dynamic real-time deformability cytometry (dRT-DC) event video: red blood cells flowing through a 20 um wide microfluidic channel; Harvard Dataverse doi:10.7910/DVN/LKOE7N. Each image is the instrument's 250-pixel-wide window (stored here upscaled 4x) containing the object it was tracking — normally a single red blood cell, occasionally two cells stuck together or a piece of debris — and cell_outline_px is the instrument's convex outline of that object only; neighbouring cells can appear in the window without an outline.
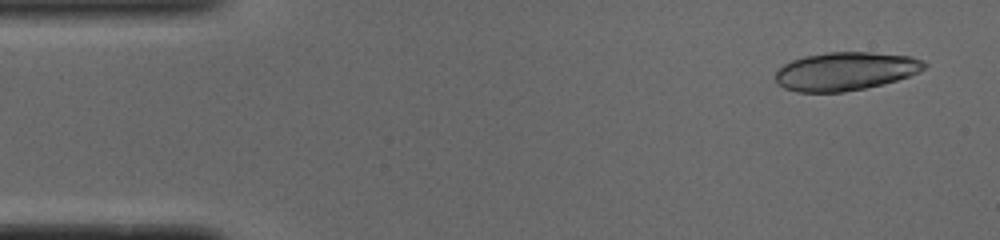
{"species": "common noctule bat (a hibernating species)", "species_latin": "Nyctalus noctula", "temperature_condition": "cold", "stored_images_in_passage": 21, "camera_frame_rate_fps": 3000, "um_per_image_px": 0.085, "animal": {"sex": "male", "body_mass_g": 19.0, "forearm_length_mm": 50.8}, "frame": {"image": 1, "passage_image": 3, "time_ms": 0.667, "image_size_px": [1000, 240], "cell_outline_px": [[928, 64], [924, 68], [908, 76], [896, 80], [864, 88], [844, 92], [796, 92], [784, 88], [776, 84], [776, 72], [784, 64], [792, 60], [804, 56], [828, 52], [872, 52], [912, 56], [924, 60]], "centroid_in_image_um": [71.85, 6.05], "position_along_channel_um": 13.2, "area_um2": 33.23}}